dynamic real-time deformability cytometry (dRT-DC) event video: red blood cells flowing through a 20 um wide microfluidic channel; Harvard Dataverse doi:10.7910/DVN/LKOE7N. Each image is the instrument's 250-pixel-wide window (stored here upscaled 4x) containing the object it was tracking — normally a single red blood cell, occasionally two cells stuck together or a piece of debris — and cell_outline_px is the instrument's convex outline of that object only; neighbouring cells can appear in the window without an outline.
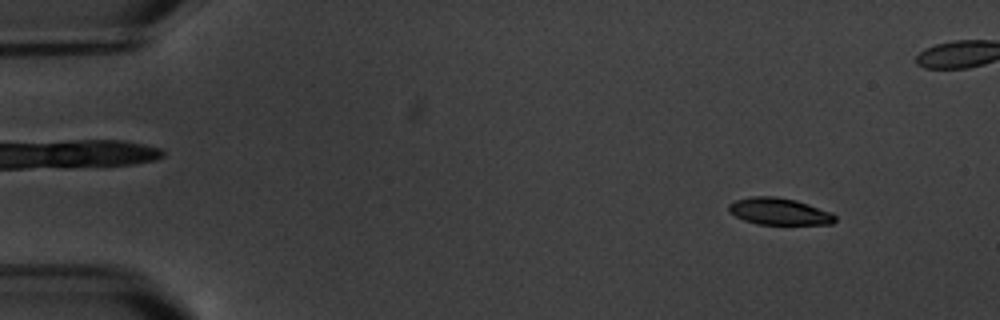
{"species": "common noctule bat (a hibernating species)", "species_latin": "Nyctalus noctula", "temperature_condition": "warm", "stored_images_in_passage": 10, "camera_frame_rate_fps": 3000, "um_per_image_px": 0.085, "animal": {"sex": "male", "body_mass_g": 20.1, "forearm_length_mm": 53.5}, "frame": {"image": 1, "passage_image": 1, "time_ms": 0.0, "image_size_px": [1000, 320], "cell_outline_px": [[836, 220], [832, 224], [756, 224], [744, 220], [728, 212], [728, 204], [736, 200], [752, 196], [776, 196], [796, 200], [832, 212], [836, 216]], "centroid_in_image_um": [66.22, 17.97], "position_along_channel_um": 18.8, "area_um2": 16.7}}
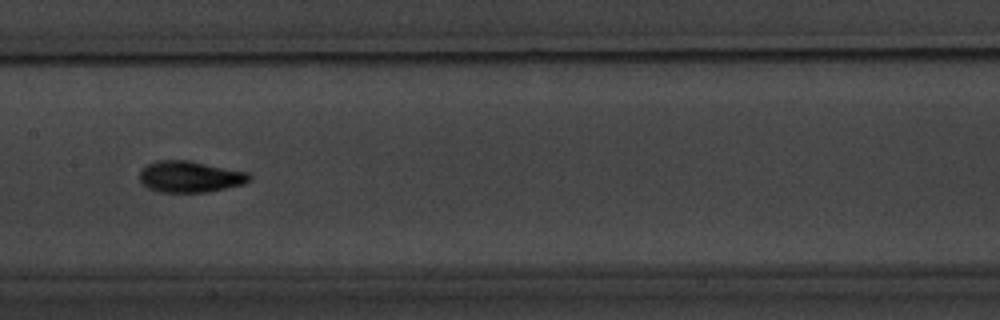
{"frame": {"image": 2, "passage_image": 7, "time_ms": 8.0, "image_size_px": [1000, 320], "cell_outline_px": [[252, 180], [244, 184], [208, 192], [160, 192], [148, 188], [140, 180], [140, 172], [148, 164], [156, 160], [192, 160], [248, 172], [252, 176]], "centroid_in_image_um": [16.2, 15.01], "position_along_channel_um": 191.2, "area_um2": 20.23}}
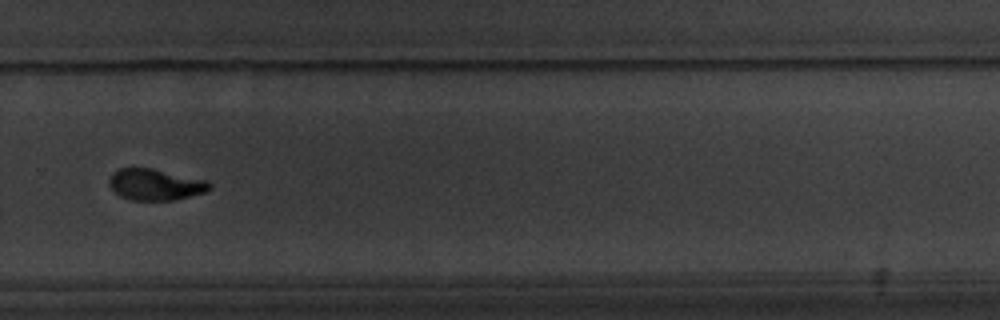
{"frame": {"image": 3, "passage_image": 10, "time_ms": 11.667, "image_size_px": [1000, 320], "cell_outline_px": [[212, 188], [204, 192], [172, 200], [132, 200], [120, 196], [108, 184], [108, 180], [112, 172], [120, 168], [152, 168], [204, 180], [212, 184]], "centroid_in_image_um": [13.16, 15.68], "position_along_channel_um": 316.6, "area_um2": 18.09}}